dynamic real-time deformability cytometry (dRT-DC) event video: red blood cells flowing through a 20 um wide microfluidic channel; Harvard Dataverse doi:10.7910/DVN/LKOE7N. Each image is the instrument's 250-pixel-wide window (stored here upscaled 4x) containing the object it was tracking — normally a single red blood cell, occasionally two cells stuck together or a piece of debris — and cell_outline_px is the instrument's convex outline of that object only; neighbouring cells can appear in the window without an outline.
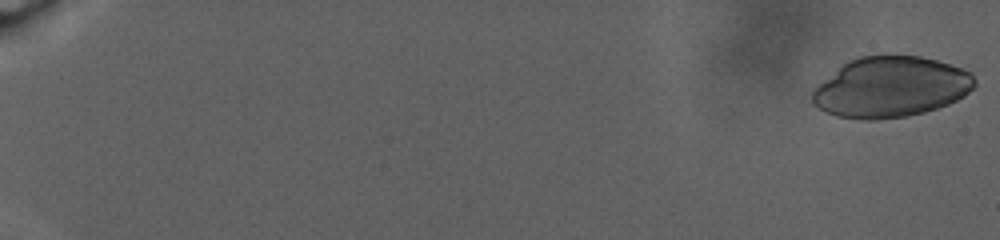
{"species": "human", "species_latin": "Homo sapiens", "temperature_condition": "warm", "stored_images_in_passage": 86, "camera_frame_rate_fps": 3000, "um_per_image_px": 0.085, "donor": {"sex": "male"}, "frame": {"image": 1, "passage_image": 1, "time_ms": 0.0, "image_size_px": [1000, 240], "cell_outline_px": [[976, 84], [964, 96], [948, 104], [924, 112], [908, 116], [876, 120], [864, 120], [836, 116], [812, 104], [812, 92], [824, 80], [848, 60], [860, 56], [884, 52], [920, 56], [936, 60], [964, 68], [972, 72], [976, 80]], "centroid_in_image_um": [75.75, 7.37], "position_along_channel_um": 9.3, "area_um2": 57.97}}
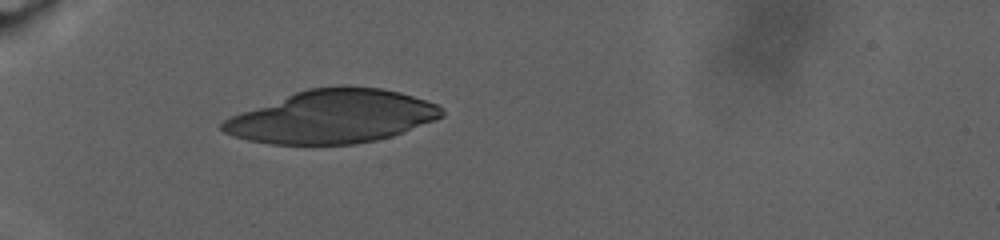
{"frame": {"image": 2, "passage_image": 31, "time_ms": 10.0, "image_size_px": [1000, 240], "cell_outline_px": [[444, 116], [436, 120], [392, 136], [376, 140], [356, 144], [272, 144], [248, 140], [224, 132], [220, 128], [220, 124], [224, 120], [240, 112], [296, 92], [308, 88], [340, 84], [348, 84], [384, 88], [400, 92], [436, 104], [444, 108]], "centroid_in_image_um": [28.29, 9.89], "position_along_channel_um": 56.7, "area_um2": 68.2}}